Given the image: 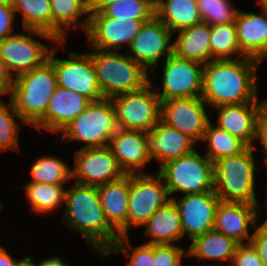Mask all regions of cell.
I'll return each instance as SVG.
<instances>
[{"label": "cell", "mask_w": 267, "mask_h": 266, "mask_svg": "<svg viewBox=\"0 0 267 266\" xmlns=\"http://www.w3.org/2000/svg\"><path fill=\"white\" fill-rule=\"evenodd\" d=\"M118 127L114 106L110 99L91 102L60 133L65 141L81 140L88 144L84 148L108 146Z\"/></svg>", "instance_id": "obj_7"}, {"label": "cell", "mask_w": 267, "mask_h": 266, "mask_svg": "<svg viewBox=\"0 0 267 266\" xmlns=\"http://www.w3.org/2000/svg\"><path fill=\"white\" fill-rule=\"evenodd\" d=\"M151 80L135 92L110 98L119 129L150 132L160 120L161 99L151 91Z\"/></svg>", "instance_id": "obj_8"}, {"label": "cell", "mask_w": 267, "mask_h": 266, "mask_svg": "<svg viewBox=\"0 0 267 266\" xmlns=\"http://www.w3.org/2000/svg\"><path fill=\"white\" fill-rule=\"evenodd\" d=\"M38 266H67L66 263L60 257H53L46 259L43 262L39 263Z\"/></svg>", "instance_id": "obj_47"}, {"label": "cell", "mask_w": 267, "mask_h": 266, "mask_svg": "<svg viewBox=\"0 0 267 266\" xmlns=\"http://www.w3.org/2000/svg\"><path fill=\"white\" fill-rule=\"evenodd\" d=\"M29 183L64 185L72 178V171L63 161L54 157H41L31 168Z\"/></svg>", "instance_id": "obj_33"}, {"label": "cell", "mask_w": 267, "mask_h": 266, "mask_svg": "<svg viewBox=\"0 0 267 266\" xmlns=\"http://www.w3.org/2000/svg\"><path fill=\"white\" fill-rule=\"evenodd\" d=\"M56 88V73L48 60L43 65L14 78L9 92L10 100L22 123L34 126L45 115Z\"/></svg>", "instance_id": "obj_3"}, {"label": "cell", "mask_w": 267, "mask_h": 266, "mask_svg": "<svg viewBox=\"0 0 267 266\" xmlns=\"http://www.w3.org/2000/svg\"><path fill=\"white\" fill-rule=\"evenodd\" d=\"M117 1L118 0H88L89 13L101 12L106 6L114 4Z\"/></svg>", "instance_id": "obj_45"}, {"label": "cell", "mask_w": 267, "mask_h": 266, "mask_svg": "<svg viewBox=\"0 0 267 266\" xmlns=\"http://www.w3.org/2000/svg\"><path fill=\"white\" fill-rule=\"evenodd\" d=\"M125 174H138L151 160L148 154L147 133L117 129L108 145ZM139 171V172H138Z\"/></svg>", "instance_id": "obj_21"}, {"label": "cell", "mask_w": 267, "mask_h": 266, "mask_svg": "<svg viewBox=\"0 0 267 266\" xmlns=\"http://www.w3.org/2000/svg\"><path fill=\"white\" fill-rule=\"evenodd\" d=\"M145 235L151 236L147 244L174 245L176 240L183 237L180 214L171 199L159 208L144 224Z\"/></svg>", "instance_id": "obj_26"}, {"label": "cell", "mask_w": 267, "mask_h": 266, "mask_svg": "<svg viewBox=\"0 0 267 266\" xmlns=\"http://www.w3.org/2000/svg\"><path fill=\"white\" fill-rule=\"evenodd\" d=\"M172 34L171 30L154 16L141 26L129 46L132 54L128 55L149 72V67L152 69L158 65L160 57L166 55L167 58L172 54L173 44H169Z\"/></svg>", "instance_id": "obj_15"}, {"label": "cell", "mask_w": 267, "mask_h": 266, "mask_svg": "<svg viewBox=\"0 0 267 266\" xmlns=\"http://www.w3.org/2000/svg\"><path fill=\"white\" fill-rule=\"evenodd\" d=\"M155 16L172 33L202 22L196 0H155Z\"/></svg>", "instance_id": "obj_27"}, {"label": "cell", "mask_w": 267, "mask_h": 266, "mask_svg": "<svg viewBox=\"0 0 267 266\" xmlns=\"http://www.w3.org/2000/svg\"><path fill=\"white\" fill-rule=\"evenodd\" d=\"M251 242L255 245L264 266H267V220L252 234Z\"/></svg>", "instance_id": "obj_41"}, {"label": "cell", "mask_w": 267, "mask_h": 266, "mask_svg": "<svg viewBox=\"0 0 267 266\" xmlns=\"http://www.w3.org/2000/svg\"><path fill=\"white\" fill-rule=\"evenodd\" d=\"M64 185L28 183L25 193L30 201L31 210L36 213H46L54 210L65 200Z\"/></svg>", "instance_id": "obj_32"}, {"label": "cell", "mask_w": 267, "mask_h": 266, "mask_svg": "<svg viewBox=\"0 0 267 266\" xmlns=\"http://www.w3.org/2000/svg\"><path fill=\"white\" fill-rule=\"evenodd\" d=\"M75 153L72 178H77L76 183L98 187L126 175L109 146L82 147Z\"/></svg>", "instance_id": "obj_12"}, {"label": "cell", "mask_w": 267, "mask_h": 266, "mask_svg": "<svg viewBox=\"0 0 267 266\" xmlns=\"http://www.w3.org/2000/svg\"><path fill=\"white\" fill-rule=\"evenodd\" d=\"M14 266H38L30 256H25L21 261H16Z\"/></svg>", "instance_id": "obj_48"}, {"label": "cell", "mask_w": 267, "mask_h": 266, "mask_svg": "<svg viewBox=\"0 0 267 266\" xmlns=\"http://www.w3.org/2000/svg\"><path fill=\"white\" fill-rule=\"evenodd\" d=\"M260 206L239 202L220 201L217 205L213 229L238 244H243L244 239L251 242L253 236L249 235V224L257 228V216Z\"/></svg>", "instance_id": "obj_19"}, {"label": "cell", "mask_w": 267, "mask_h": 266, "mask_svg": "<svg viewBox=\"0 0 267 266\" xmlns=\"http://www.w3.org/2000/svg\"><path fill=\"white\" fill-rule=\"evenodd\" d=\"M205 107L201 97L161 100L160 120L197 142L210 123Z\"/></svg>", "instance_id": "obj_13"}, {"label": "cell", "mask_w": 267, "mask_h": 266, "mask_svg": "<svg viewBox=\"0 0 267 266\" xmlns=\"http://www.w3.org/2000/svg\"><path fill=\"white\" fill-rule=\"evenodd\" d=\"M258 2L267 12V0H258Z\"/></svg>", "instance_id": "obj_50"}, {"label": "cell", "mask_w": 267, "mask_h": 266, "mask_svg": "<svg viewBox=\"0 0 267 266\" xmlns=\"http://www.w3.org/2000/svg\"><path fill=\"white\" fill-rule=\"evenodd\" d=\"M13 81L14 77L10 75L5 61L0 57V96L10 92Z\"/></svg>", "instance_id": "obj_44"}, {"label": "cell", "mask_w": 267, "mask_h": 266, "mask_svg": "<svg viewBox=\"0 0 267 266\" xmlns=\"http://www.w3.org/2000/svg\"><path fill=\"white\" fill-rule=\"evenodd\" d=\"M147 21L150 20L110 18L98 12L89 14L87 19L79 24L87 35L90 48L117 51L123 43L129 48L141 26Z\"/></svg>", "instance_id": "obj_11"}, {"label": "cell", "mask_w": 267, "mask_h": 266, "mask_svg": "<svg viewBox=\"0 0 267 266\" xmlns=\"http://www.w3.org/2000/svg\"><path fill=\"white\" fill-rule=\"evenodd\" d=\"M15 260L0 246V266H14Z\"/></svg>", "instance_id": "obj_46"}, {"label": "cell", "mask_w": 267, "mask_h": 266, "mask_svg": "<svg viewBox=\"0 0 267 266\" xmlns=\"http://www.w3.org/2000/svg\"><path fill=\"white\" fill-rule=\"evenodd\" d=\"M147 139L148 154L151 159L155 158L161 162V167L195 150L193 139L161 120L150 132H147Z\"/></svg>", "instance_id": "obj_22"}, {"label": "cell", "mask_w": 267, "mask_h": 266, "mask_svg": "<svg viewBox=\"0 0 267 266\" xmlns=\"http://www.w3.org/2000/svg\"><path fill=\"white\" fill-rule=\"evenodd\" d=\"M64 202L67 210L61 222L81 232L93 249L105 256L120 235L105 217L98 188L75 183L66 190Z\"/></svg>", "instance_id": "obj_2"}, {"label": "cell", "mask_w": 267, "mask_h": 266, "mask_svg": "<svg viewBox=\"0 0 267 266\" xmlns=\"http://www.w3.org/2000/svg\"><path fill=\"white\" fill-rule=\"evenodd\" d=\"M262 14L239 11L235 25L240 51L260 62L267 55V12Z\"/></svg>", "instance_id": "obj_23"}, {"label": "cell", "mask_w": 267, "mask_h": 266, "mask_svg": "<svg viewBox=\"0 0 267 266\" xmlns=\"http://www.w3.org/2000/svg\"><path fill=\"white\" fill-rule=\"evenodd\" d=\"M254 162L253 146L213 162L214 191L220 201L259 206L254 191Z\"/></svg>", "instance_id": "obj_4"}, {"label": "cell", "mask_w": 267, "mask_h": 266, "mask_svg": "<svg viewBox=\"0 0 267 266\" xmlns=\"http://www.w3.org/2000/svg\"><path fill=\"white\" fill-rule=\"evenodd\" d=\"M170 200L167 187L159 174L154 177L143 172L130 174L127 236L130 227L142 226Z\"/></svg>", "instance_id": "obj_9"}, {"label": "cell", "mask_w": 267, "mask_h": 266, "mask_svg": "<svg viewBox=\"0 0 267 266\" xmlns=\"http://www.w3.org/2000/svg\"><path fill=\"white\" fill-rule=\"evenodd\" d=\"M187 251L176 245H154V266H182L181 257Z\"/></svg>", "instance_id": "obj_39"}, {"label": "cell", "mask_w": 267, "mask_h": 266, "mask_svg": "<svg viewBox=\"0 0 267 266\" xmlns=\"http://www.w3.org/2000/svg\"><path fill=\"white\" fill-rule=\"evenodd\" d=\"M212 26L200 22L180 30L172 46V53L180 58L208 64L213 61L210 49Z\"/></svg>", "instance_id": "obj_25"}, {"label": "cell", "mask_w": 267, "mask_h": 266, "mask_svg": "<svg viewBox=\"0 0 267 266\" xmlns=\"http://www.w3.org/2000/svg\"><path fill=\"white\" fill-rule=\"evenodd\" d=\"M14 0H0L1 5L12 6Z\"/></svg>", "instance_id": "obj_49"}, {"label": "cell", "mask_w": 267, "mask_h": 266, "mask_svg": "<svg viewBox=\"0 0 267 266\" xmlns=\"http://www.w3.org/2000/svg\"><path fill=\"white\" fill-rule=\"evenodd\" d=\"M50 52L47 45L21 33L9 35L0 41V57L11 76V71H15V78L43 65Z\"/></svg>", "instance_id": "obj_16"}, {"label": "cell", "mask_w": 267, "mask_h": 266, "mask_svg": "<svg viewBox=\"0 0 267 266\" xmlns=\"http://www.w3.org/2000/svg\"><path fill=\"white\" fill-rule=\"evenodd\" d=\"M52 36L58 43L65 40L63 27L76 28L75 23L83 14H89L88 0H51Z\"/></svg>", "instance_id": "obj_30"}, {"label": "cell", "mask_w": 267, "mask_h": 266, "mask_svg": "<svg viewBox=\"0 0 267 266\" xmlns=\"http://www.w3.org/2000/svg\"><path fill=\"white\" fill-rule=\"evenodd\" d=\"M101 12L110 18L151 20L155 16V0H118Z\"/></svg>", "instance_id": "obj_35"}, {"label": "cell", "mask_w": 267, "mask_h": 266, "mask_svg": "<svg viewBox=\"0 0 267 266\" xmlns=\"http://www.w3.org/2000/svg\"><path fill=\"white\" fill-rule=\"evenodd\" d=\"M57 50L52 48L48 58L56 73L57 86L82 94L91 102L103 100L91 53H69V60H61L54 58Z\"/></svg>", "instance_id": "obj_10"}, {"label": "cell", "mask_w": 267, "mask_h": 266, "mask_svg": "<svg viewBox=\"0 0 267 266\" xmlns=\"http://www.w3.org/2000/svg\"><path fill=\"white\" fill-rule=\"evenodd\" d=\"M12 7L22 13L24 30L58 42L52 36L51 0H14Z\"/></svg>", "instance_id": "obj_28"}, {"label": "cell", "mask_w": 267, "mask_h": 266, "mask_svg": "<svg viewBox=\"0 0 267 266\" xmlns=\"http://www.w3.org/2000/svg\"><path fill=\"white\" fill-rule=\"evenodd\" d=\"M210 37L211 55L214 60L232 59L230 55L236 53L245 57L239 49L235 23L212 26Z\"/></svg>", "instance_id": "obj_34"}, {"label": "cell", "mask_w": 267, "mask_h": 266, "mask_svg": "<svg viewBox=\"0 0 267 266\" xmlns=\"http://www.w3.org/2000/svg\"><path fill=\"white\" fill-rule=\"evenodd\" d=\"M264 266L257 248L252 242L238 244L232 257L231 266Z\"/></svg>", "instance_id": "obj_40"}, {"label": "cell", "mask_w": 267, "mask_h": 266, "mask_svg": "<svg viewBox=\"0 0 267 266\" xmlns=\"http://www.w3.org/2000/svg\"><path fill=\"white\" fill-rule=\"evenodd\" d=\"M201 63L183 59L173 53L166 58L163 70L161 100L171 98L201 97L203 67Z\"/></svg>", "instance_id": "obj_14"}, {"label": "cell", "mask_w": 267, "mask_h": 266, "mask_svg": "<svg viewBox=\"0 0 267 266\" xmlns=\"http://www.w3.org/2000/svg\"><path fill=\"white\" fill-rule=\"evenodd\" d=\"M125 240V242H124ZM127 242V243H126ZM124 243L129 244L128 236H120L114 243L113 247L106 254L107 256L110 253H126L129 259V266H154V245L153 244H143L141 246L136 247L132 253H129V247L124 245Z\"/></svg>", "instance_id": "obj_38"}, {"label": "cell", "mask_w": 267, "mask_h": 266, "mask_svg": "<svg viewBox=\"0 0 267 266\" xmlns=\"http://www.w3.org/2000/svg\"><path fill=\"white\" fill-rule=\"evenodd\" d=\"M256 138L260 139V143L263 146L262 149L265 151V160L267 163V104L258 119Z\"/></svg>", "instance_id": "obj_43"}, {"label": "cell", "mask_w": 267, "mask_h": 266, "mask_svg": "<svg viewBox=\"0 0 267 266\" xmlns=\"http://www.w3.org/2000/svg\"><path fill=\"white\" fill-rule=\"evenodd\" d=\"M203 140H208V151L205 155L212 163L220 158L237 155L248 147L239 138L217 126L213 127L211 123L205 130Z\"/></svg>", "instance_id": "obj_31"}, {"label": "cell", "mask_w": 267, "mask_h": 266, "mask_svg": "<svg viewBox=\"0 0 267 266\" xmlns=\"http://www.w3.org/2000/svg\"><path fill=\"white\" fill-rule=\"evenodd\" d=\"M237 246L233 239L213 229L191 241L187 256L232 261Z\"/></svg>", "instance_id": "obj_29"}, {"label": "cell", "mask_w": 267, "mask_h": 266, "mask_svg": "<svg viewBox=\"0 0 267 266\" xmlns=\"http://www.w3.org/2000/svg\"><path fill=\"white\" fill-rule=\"evenodd\" d=\"M10 105L5 104L0 99V151L18 150L19 149V127L15 117L21 119L14 108L12 101Z\"/></svg>", "instance_id": "obj_37"}, {"label": "cell", "mask_w": 267, "mask_h": 266, "mask_svg": "<svg viewBox=\"0 0 267 266\" xmlns=\"http://www.w3.org/2000/svg\"><path fill=\"white\" fill-rule=\"evenodd\" d=\"M178 208L183 236L188 233L191 241L213 230L215 212L220 198L215 191L187 194L182 199L171 197Z\"/></svg>", "instance_id": "obj_17"}, {"label": "cell", "mask_w": 267, "mask_h": 266, "mask_svg": "<svg viewBox=\"0 0 267 266\" xmlns=\"http://www.w3.org/2000/svg\"><path fill=\"white\" fill-rule=\"evenodd\" d=\"M91 103L82 94L57 86L50 98L45 115L34 125L48 131L61 132Z\"/></svg>", "instance_id": "obj_20"}, {"label": "cell", "mask_w": 267, "mask_h": 266, "mask_svg": "<svg viewBox=\"0 0 267 266\" xmlns=\"http://www.w3.org/2000/svg\"><path fill=\"white\" fill-rule=\"evenodd\" d=\"M202 22L210 26L235 23L240 10L229 0H196Z\"/></svg>", "instance_id": "obj_36"}, {"label": "cell", "mask_w": 267, "mask_h": 266, "mask_svg": "<svg viewBox=\"0 0 267 266\" xmlns=\"http://www.w3.org/2000/svg\"><path fill=\"white\" fill-rule=\"evenodd\" d=\"M15 11L12 6L0 4V41L11 35Z\"/></svg>", "instance_id": "obj_42"}, {"label": "cell", "mask_w": 267, "mask_h": 266, "mask_svg": "<svg viewBox=\"0 0 267 266\" xmlns=\"http://www.w3.org/2000/svg\"><path fill=\"white\" fill-rule=\"evenodd\" d=\"M260 63L245 56L205 64L202 100L212 107L257 101L256 67Z\"/></svg>", "instance_id": "obj_1"}, {"label": "cell", "mask_w": 267, "mask_h": 266, "mask_svg": "<svg viewBox=\"0 0 267 266\" xmlns=\"http://www.w3.org/2000/svg\"><path fill=\"white\" fill-rule=\"evenodd\" d=\"M266 104L267 100L259 105L257 101H251L214 107L219 109L216 126L252 146V141L257 139L258 119Z\"/></svg>", "instance_id": "obj_18"}, {"label": "cell", "mask_w": 267, "mask_h": 266, "mask_svg": "<svg viewBox=\"0 0 267 266\" xmlns=\"http://www.w3.org/2000/svg\"><path fill=\"white\" fill-rule=\"evenodd\" d=\"M204 156V157H203ZM195 150L160 167L169 195L180 191L187 194H200L214 190L213 163Z\"/></svg>", "instance_id": "obj_6"}, {"label": "cell", "mask_w": 267, "mask_h": 266, "mask_svg": "<svg viewBox=\"0 0 267 266\" xmlns=\"http://www.w3.org/2000/svg\"><path fill=\"white\" fill-rule=\"evenodd\" d=\"M101 205L109 224L120 236H127V212L130 191V174L98 186Z\"/></svg>", "instance_id": "obj_24"}, {"label": "cell", "mask_w": 267, "mask_h": 266, "mask_svg": "<svg viewBox=\"0 0 267 266\" xmlns=\"http://www.w3.org/2000/svg\"><path fill=\"white\" fill-rule=\"evenodd\" d=\"M91 56L104 98L135 92L149 83L148 72L128 54L94 49Z\"/></svg>", "instance_id": "obj_5"}]
</instances>
